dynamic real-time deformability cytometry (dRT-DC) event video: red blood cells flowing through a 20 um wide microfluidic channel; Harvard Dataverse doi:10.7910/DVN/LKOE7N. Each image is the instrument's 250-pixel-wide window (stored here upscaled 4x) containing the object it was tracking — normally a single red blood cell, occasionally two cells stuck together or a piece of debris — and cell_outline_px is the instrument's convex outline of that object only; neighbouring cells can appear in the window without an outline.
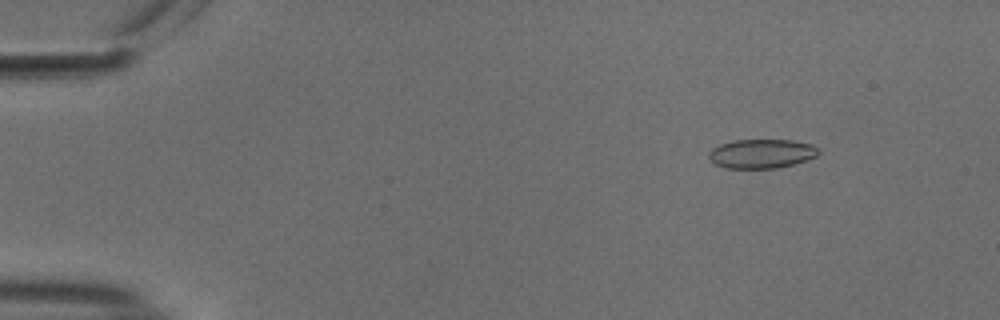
{"species": "common noctule bat (a hibernating species)", "species_latin": "Nyctalus noctula", "temperature_condition": "cold", "stored_images_in_passage": 54, "camera_frame_rate_fps": 3000, "um_per_image_px": 0.085, "animal": {"sex": "male", "body_mass_g": 18.8}, "frame": {"image": 1, "passage_image": 7, "time_ms": 2.0, "image_size_px": [1000, 320], "cell_outline_px": [[820, 152], [816, 156], [808, 160], [776, 168], [728, 168], [716, 164], [708, 156], [708, 152], [712, 148], [720, 144], [732, 140], [792, 140], [812, 144], [820, 148]], "centroid_in_image_um": [64.76, 13.05], "position_along_channel_um": 20.2, "area_um2": 18.67}}
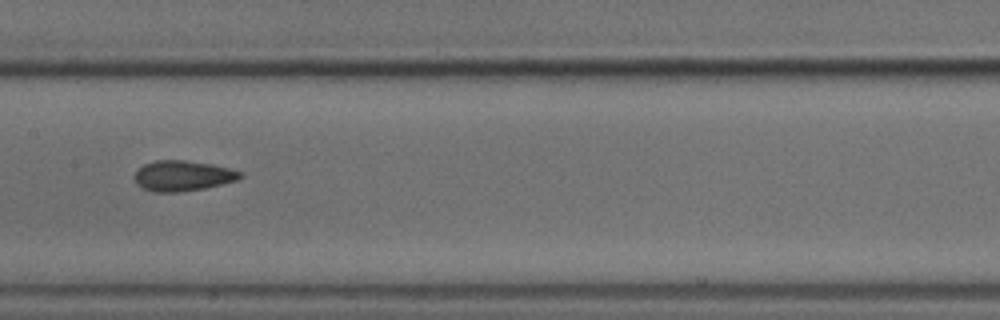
{"frame": {"image": 2, "passage_image": 28, "time_ms": 9.0, "image_size_px": [1000, 320], "cell_outline_px": [[244, 176], [236, 180], [204, 188], [180, 192], [152, 192], [136, 184], [136, 172], [144, 164], [156, 160], [184, 160], [212, 164], [244, 172]], "centroid_in_image_um": [15.56, 14.94], "position_along_channel_um": 191.8, "area_um2": 18.61}}
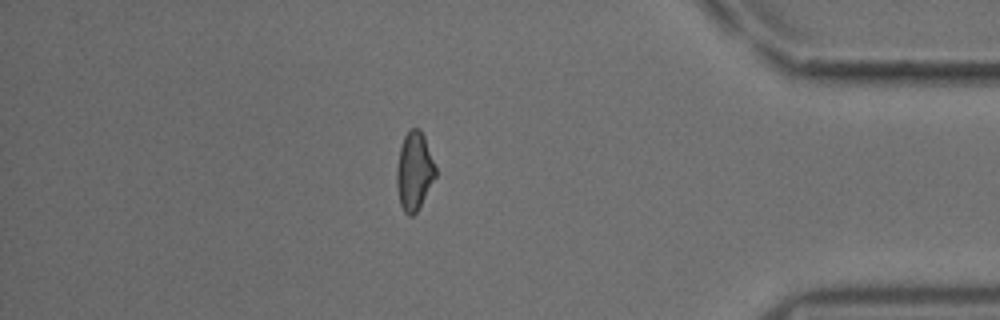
{"frame": {"image": 3, "passage_image": 47, "time_ms": 15.333, "image_size_px": [1000, 320], "cell_outline_px": [[436, 176], [416, 212], [412, 216], [408, 216], [404, 212], [400, 204], [396, 184], [396, 168], [400, 148], [404, 136], [412, 128], [420, 128], [424, 136], [436, 168]], "centroid_in_image_um": [35.2, 14.55], "position_along_channel_um": 400.0, "area_um2": 17.57}, "authors_computed_cell_mechanics": {"area_um2": 18.5827, "velocity_mm_per_s": 3.7769, "shape_relaxation_time_tau1_ms": null, "shape_relaxation_time_tau2_ms": 2.2746, "deformation_change_tau1": null, "deformation_change_tau2": 0.0781}}